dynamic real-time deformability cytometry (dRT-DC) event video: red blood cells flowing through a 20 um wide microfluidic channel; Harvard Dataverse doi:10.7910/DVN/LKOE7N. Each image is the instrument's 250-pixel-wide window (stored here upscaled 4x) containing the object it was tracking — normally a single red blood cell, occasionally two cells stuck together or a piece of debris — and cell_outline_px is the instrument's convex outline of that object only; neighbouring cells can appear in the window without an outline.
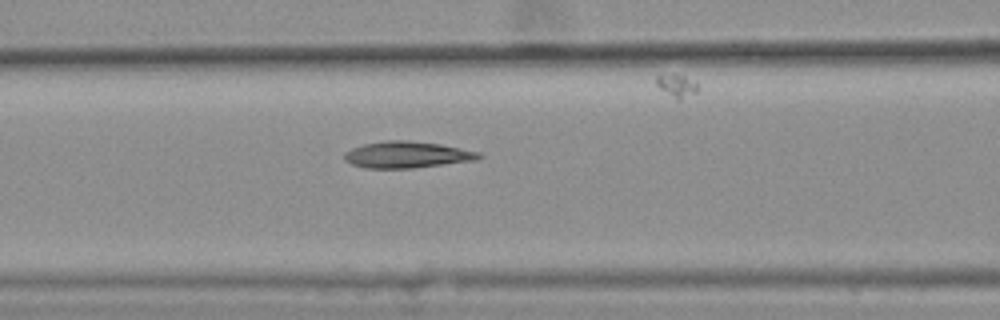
{"species": "common noctule bat (a hibernating species)", "species_latin": "Nyctalus noctula", "temperature_condition": "warm", "stored_images_in_passage": 33, "camera_frame_rate_fps": 3000, "um_per_image_px": 0.085, "animal": {"sex": "female", "body_mass_g": 25.1}, "frame": {"image": 1, "passage_image": 6, "time_ms": 1.667, "image_size_px": [1000, 320], "cell_outline_px": [[484, 156], [476, 160], [412, 168], [364, 168], [352, 164], [344, 160], [344, 152], [352, 148], [364, 144], [384, 140], [408, 140], [440, 144], [480, 152]], "centroid_in_image_um": [34.58, 13.14], "position_along_channel_um": 132.0, "area_um2": 20.81}}